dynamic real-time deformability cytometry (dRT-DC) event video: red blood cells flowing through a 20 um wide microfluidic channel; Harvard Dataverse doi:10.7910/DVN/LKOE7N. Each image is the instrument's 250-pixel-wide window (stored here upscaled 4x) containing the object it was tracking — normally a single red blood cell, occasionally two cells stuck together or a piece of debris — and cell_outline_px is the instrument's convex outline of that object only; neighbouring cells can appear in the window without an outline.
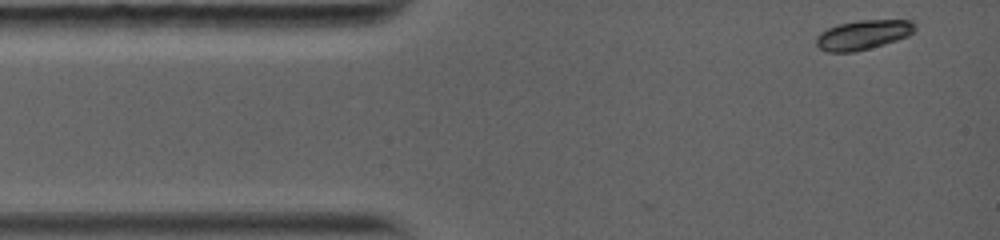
{"species": "common noctule bat (a hibernating species)", "species_latin": "Nyctalus noctula", "temperature_condition": "warm", "stored_images_in_passage": 20, "camera_frame_rate_fps": 5000, "um_per_image_px": 0.085, "animal": {"sex": "female", "body_mass_g": 19.0, "forearm_length_mm": 56.7}, "frame": {"image": 1, "passage_image": 1, "time_ms": 0.0, "image_size_px": [1000, 240], "cell_outline_px": [[916, 32], [908, 36], [884, 44], [852, 52], [828, 52], [820, 48], [816, 44], [816, 36], [820, 32], [836, 24], [860, 20], [916, 20]], "centroid_in_image_um": [73.4, 2.94], "position_along_channel_um": 11.6, "area_um2": 17.11}}
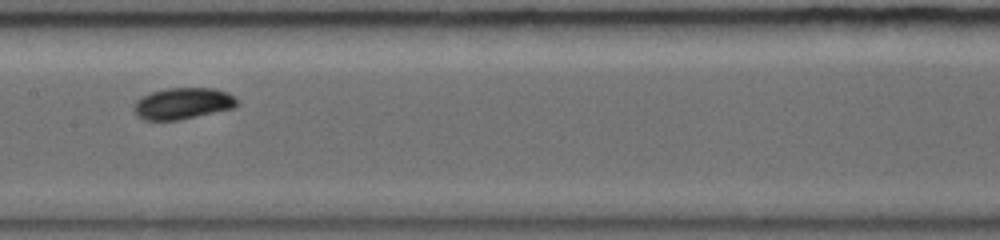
{"frame": {"image": 2, "passage_image": 12, "time_ms": 6.0, "image_size_px": [1000, 240], "cell_outline_px": [[236, 104], [232, 108], [176, 120], [148, 120], [140, 116], [136, 112], [136, 104], [144, 96], [152, 92], [168, 88], [216, 88], [228, 92], [236, 100]], "centroid_in_image_um": [15.58, 8.77], "position_along_channel_um": 191.8, "area_um2": 18.09}}
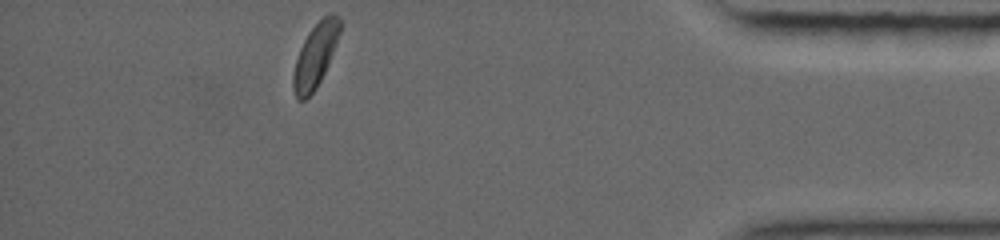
{"frame": {"image": 3, "passage_image": 20, "time_ms": 12.6, "image_size_px": [1000, 240], "cell_outline_px": [[340, 32], [324, 72], [320, 80], [312, 92], [304, 100], [300, 100], [296, 96], [292, 84], [292, 80], [296, 60], [300, 48], [308, 32], [324, 16], [332, 12], [340, 20]], "centroid_in_image_um": [26.78, 4.7], "position_along_channel_um": 408.4, "area_um2": 16.65}, "authors_computed_cell_mechanics": {"area_um2": 17.3978, "velocity_mm_per_s": 4.0114, "shape_relaxation_time_tau1_ms": 2.3181, "shape_relaxation_time_tau2_ms": null, "deformation_change_tau1": 0.1197, "deformation_change_tau2": null}}